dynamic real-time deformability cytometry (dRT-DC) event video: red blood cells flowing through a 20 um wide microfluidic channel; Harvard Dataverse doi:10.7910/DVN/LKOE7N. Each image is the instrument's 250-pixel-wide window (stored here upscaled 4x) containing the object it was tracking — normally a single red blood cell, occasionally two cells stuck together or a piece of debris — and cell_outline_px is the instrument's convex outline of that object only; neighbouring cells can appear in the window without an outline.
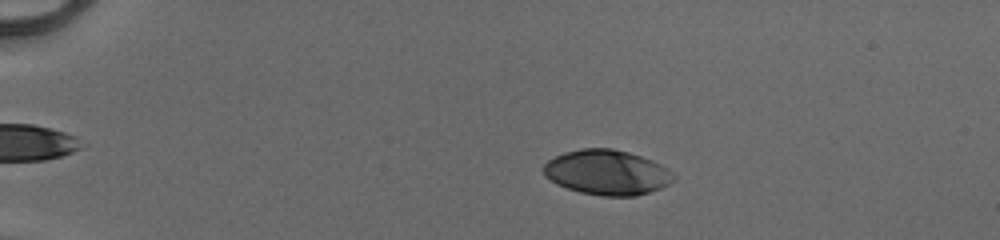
{"species": "human", "species_latin": "Homo sapiens", "temperature_condition": "cold", "stored_images_in_passage": 34, "camera_frame_rate_fps": 3000, "um_per_image_px": 0.085, "donor": {"sex": "male"}, "frame": {"image": 1, "passage_image": 12, "time_ms": 3.667, "image_size_px": [1000, 240], "cell_outline_px": [[676, 176], [668, 184], [660, 188], [636, 196], [600, 196], [580, 192], [556, 184], [544, 176], [544, 164], [548, 160], [564, 152], [580, 148], [612, 148], [628, 152], [652, 160], [668, 168]], "centroid_in_image_um": [51.58, 14.65], "position_along_channel_um": 33.4, "area_um2": 34.1}}
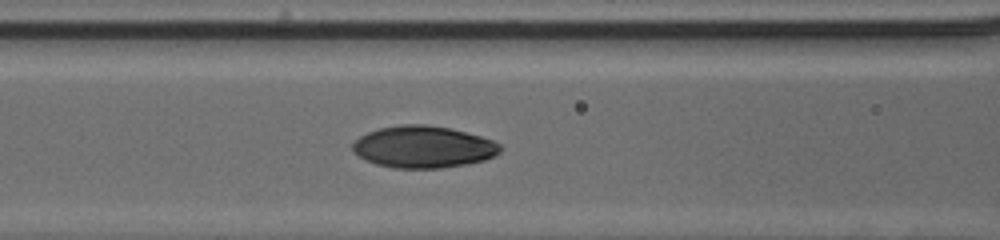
{"frame": {"image": 2, "passage_image": 25, "time_ms": 8.0, "image_size_px": [1000, 240], "cell_outline_px": [[500, 152], [496, 156], [484, 160], [464, 164], [440, 168], [396, 168], [376, 164], [360, 156], [352, 148], [352, 144], [360, 136], [368, 132], [380, 128], [404, 124], [424, 124], [448, 128], [480, 136], [492, 140], [500, 144]], "centroid_in_image_um": [35.99, 12.49], "position_along_channel_um": 130.6, "area_um2": 35.6}}
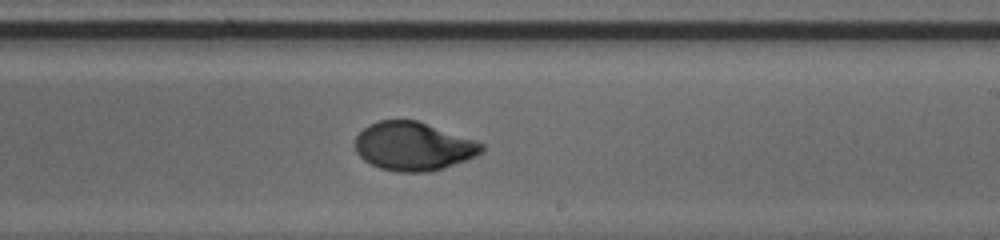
{"frame": {"image": 3, "passage_image": 34, "time_ms": 11.0, "image_size_px": [1000, 240], "cell_outline_px": [[484, 148], [476, 156], [444, 168], [428, 172], [396, 172], [380, 168], [364, 160], [356, 152], [356, 136], [368, 124], [380, 120], [416, 120], [476, 140], [484, 144]], "centroid_in_image_um": [35.13, 12.44], "position_along_channel_um": 253.9, "area_um2": 35.66}}